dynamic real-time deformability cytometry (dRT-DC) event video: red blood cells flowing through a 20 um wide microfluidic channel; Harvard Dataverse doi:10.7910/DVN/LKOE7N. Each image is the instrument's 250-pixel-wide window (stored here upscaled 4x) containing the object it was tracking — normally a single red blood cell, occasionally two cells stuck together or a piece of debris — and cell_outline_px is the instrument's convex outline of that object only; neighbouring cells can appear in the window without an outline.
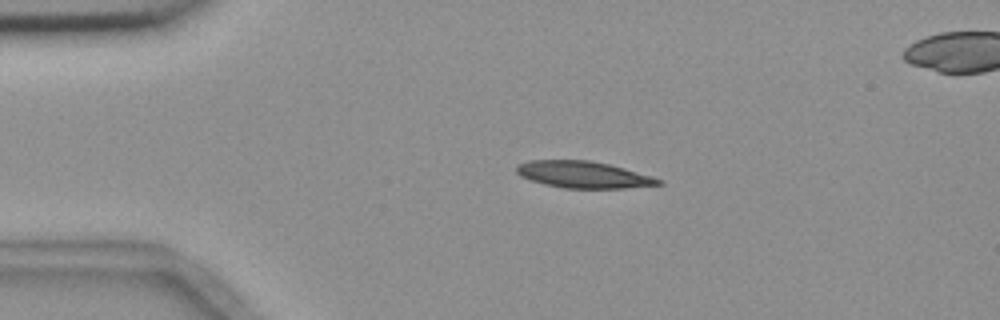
{"species": "common noctule bat (a hibernating species)", "species_latin": "Nyctalus noctula", "temperature_condition": "room temperature", "stored_images_in_passage": 4, "camera_frame_rate_fps": 3000, "um_per_image_px": 0.085, "animal": {"sex": "female", "body_mass_g": 18.4}, "frame": {"image": 1, "passage_image": 3, "time_ms": 2.333, "image_size_px": [1000, 320], "cell_outline_px": [[664, 184], [624, 188], [564, 188], [544, 184], [520, 176], [516, 172], [516, 164], [528, 160], [588, 160], [608, 164], [624, 168], [652, 176], [664, 180]], "centroid_in_image_um": [49.58, 14.84], "position_along_channel_um": 35.4, "area_um2": 22.14}}